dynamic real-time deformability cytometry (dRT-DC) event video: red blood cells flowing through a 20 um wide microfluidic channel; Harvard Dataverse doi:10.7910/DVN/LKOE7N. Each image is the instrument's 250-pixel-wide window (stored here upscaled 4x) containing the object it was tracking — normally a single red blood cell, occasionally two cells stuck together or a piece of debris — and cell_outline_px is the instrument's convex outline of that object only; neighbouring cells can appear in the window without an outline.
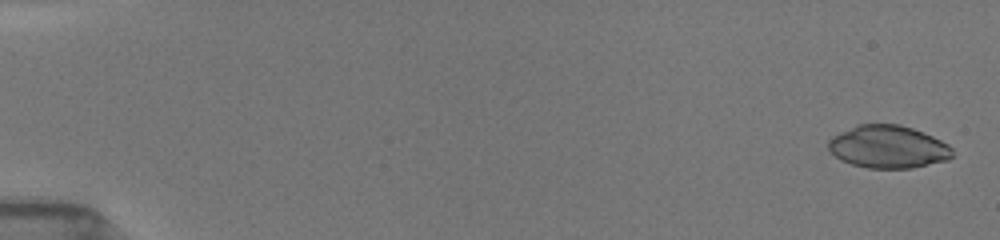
{"species": "common noctule bat (a hibernating species)", "species_latin": "Nyctalus noctula", "temperature_condition": "room temperature", "stored_images_in_passage": 15, "camera_frame_rate_fps": 3000, "um_per_image_px": 0.085, "animal": {"sex": "female", "body_mass_g": 19.5, "forearm_length_mm": 54.1}, "frame": {"image": 1, "passage_image": 2, "time_ms": 0.333, "image_size_px": [1000, 240], "cell_outline_px": [[956, 156], [948, 160], [912, 168], [868, 168], [852, 164], [840, 160], [828, 148], [828, 140], [832, 136], [840, 132], [860, 124], [900, 124], [924, 132], [948, 144], [952, 148]], "centroid_in_image_um": [75.52, 12.48], "position_along_channel_um": 9.5, "area_um2": 30.98}}